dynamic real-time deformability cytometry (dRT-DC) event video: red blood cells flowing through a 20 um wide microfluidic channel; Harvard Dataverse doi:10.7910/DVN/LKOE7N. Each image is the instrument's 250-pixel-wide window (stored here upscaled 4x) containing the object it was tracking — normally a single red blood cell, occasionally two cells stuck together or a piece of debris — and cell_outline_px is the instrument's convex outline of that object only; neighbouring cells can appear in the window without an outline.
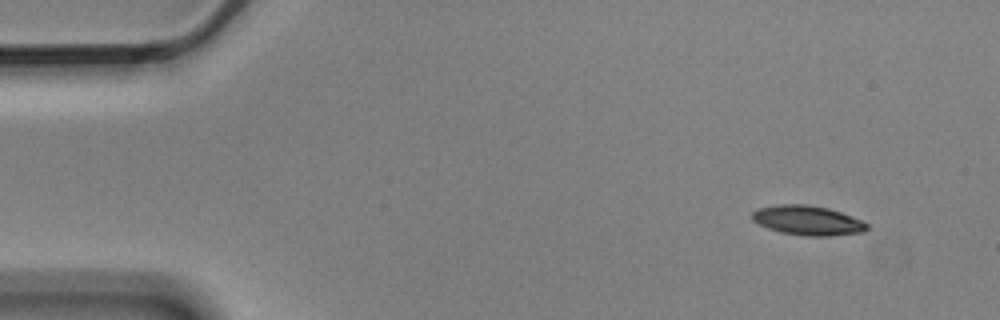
{"species": "Egyptian fruit bat (a non-hibernating species)", "species_latin": "Rousettus aegyptiacus", "temperature_condition": "cold", "stored_images_in_passage": 10, "camera_frame_rate_fps": 3000, "um_per_image_px": 0.085, "animal": {"sex": "male"}, "frame": {"image": 1, "passage_image": 1, "time_ms": 0.0, "image_size_px": [1000, 320], "cell_outline_px": [[868, 228], [864, 232], [828, 236], [804, 236], [780, 232], [768, 228], [752, 220], [752, 212], [760, 208], [780, 204], [808, 204], [828, 208], [840, 212], [860, 220], [868, 224]], "centroid_in_image_um": [68.65, 18.74], "position_along_channel_um": 16.4, "area_um2": 19.65}}
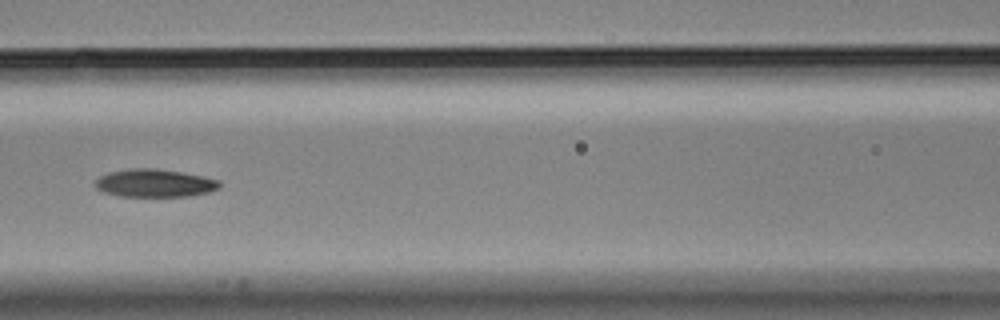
{"frame": {"image": 2, "passage_image": 6, "time_ms": 1.667, "image_size_px": [1000, 320], "cell_outline_px": [[220, 188], [208, 192], [188, 196], [120, 196], [104, 192], [96, 188], [96, 180], [100, 176], [112, 172], [132, 168], [156, 168], [204, 176], [220, 180]], "centroid_in_image_um": [13.18, 15.56], "position_along_channel_um": 153.4, "area_um2": 20.06}}
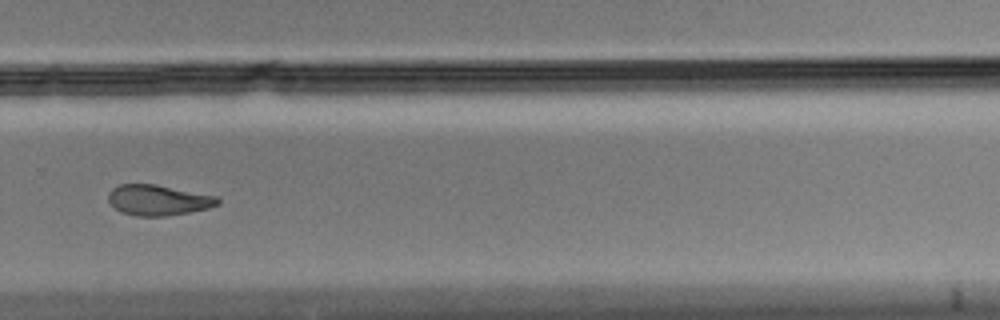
{"frame": {"image": 3, "passage_image": 10, "time_ms": 3.0, "image_size_px": [1000, 320], "cell_outline_px": [[220, 204], [208, 208], [188, 212], [164, 216], [136, 216], [120, 212], [108, 200], [108, 192], [112, 188], [120, 184], [156, 184], [216, 196], [220, 200]], "centroid_in_image_um": [13.43, 17.0], "position_along_channel_um": 316.4, "area_um2": 19.42}}